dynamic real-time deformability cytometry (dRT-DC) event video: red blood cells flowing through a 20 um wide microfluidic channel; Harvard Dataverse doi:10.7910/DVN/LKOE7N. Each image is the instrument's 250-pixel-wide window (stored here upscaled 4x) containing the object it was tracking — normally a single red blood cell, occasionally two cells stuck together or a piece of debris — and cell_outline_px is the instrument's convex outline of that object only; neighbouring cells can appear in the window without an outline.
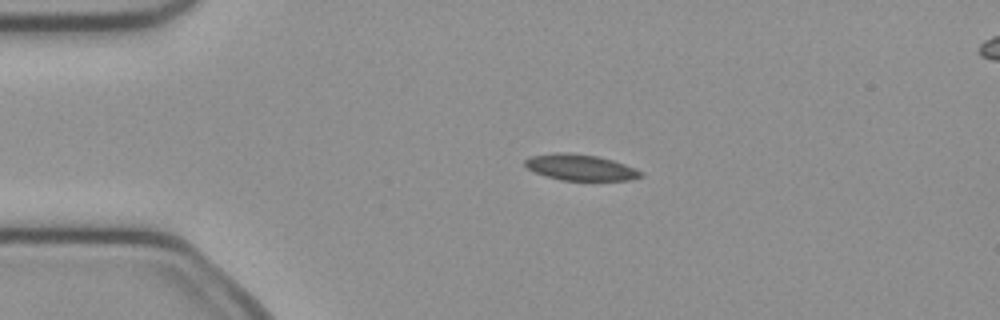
{"species": "common noctule bat (a hibernating species)", "species_latin": "Nyctalus noctula", "temperature_condition": "cold", "stored_images_in_passage": 43, "camera_frame_rate_fps": 3000, "um_per_image_px": 0.085, "animal": {"sex": "female", "body_mass_g": 21.9}, "frame": {"image": 1, "passage_image": 9, "time_ms": 2.667, "image_size_px": [1000, 320], "cell_outline_px": [[644, 176], [632, 180], [560, 180], [536, 172], [528, 168], [524, 164], [524, 160], [528, 156], [556, 152], [568, 152], [596, 156], [612, 160], [636, 168], [644, 172]], "centroid_in_image_um": [49.35, 14.22], "position_along_channel_um": 35.6, "area_um2": 17.63}}
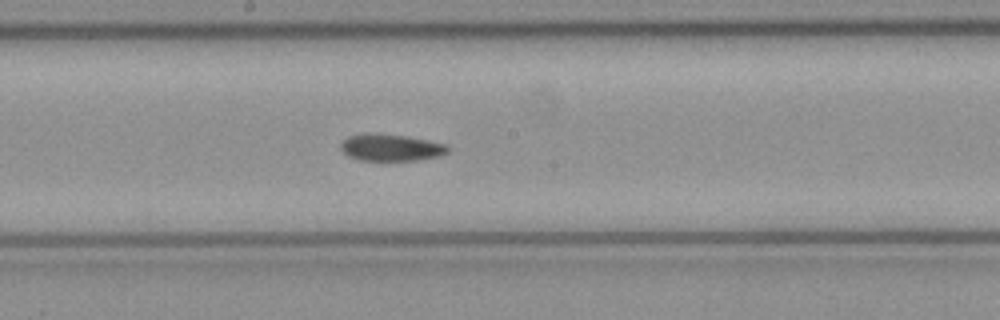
{"frame": {"image": 2, "passage_image": 25, "time_ms": 8.0, "image_size_px": [1000, 320], "cell_outline_px": [[448, 152], [440, 156], [420, 160], [360, 160], [348, 156], [340, 148], [340, 144], [348, 136], [368, 132], [372, 132], [408, 136], [448, 144]], "centroid_in_image_um": [33.24, 12.52], "position_along_channel_um": 215.0, "area_um2": 16.99}}
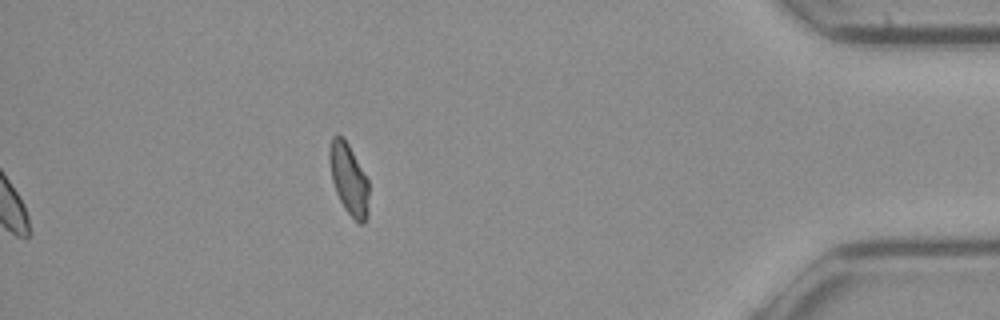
{"frame": {"image": 3, "passage_image": 43, "time_ms": 14.0, "image_size_px": [1000, 320], "cell_outline_px": [[368, 216], [364, 224], [360, 224], [344, 208], [336, 192], [332, 180], [328, 160], [328, 148], [332, 136], [336, 132], [344, 136], [368, 180]], "centroid_in_image_um": [29.62, 15.16], "position_along_channel_um": 405.6, "area_um2": 16.53}, "authors_computed_cell_mechanics": {"area_um2": 17.1088, "velocity_mm_per_s": 4.0368, "shape_relaxation_time_tau1_ms": null, "shape_relaxation_time_tau2_ms": 2.436, "deformation_change_tau1": null, "deformation_change_tau2": 0.0609}}